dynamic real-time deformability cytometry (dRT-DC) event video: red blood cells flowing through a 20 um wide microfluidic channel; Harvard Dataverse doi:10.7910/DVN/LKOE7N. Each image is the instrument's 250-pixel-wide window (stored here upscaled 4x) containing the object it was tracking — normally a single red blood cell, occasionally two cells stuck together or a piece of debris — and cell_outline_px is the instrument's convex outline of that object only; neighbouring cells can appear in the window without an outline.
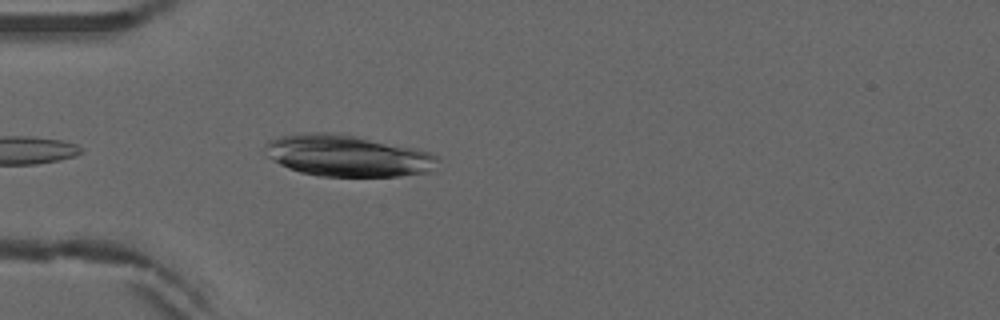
{"species": "common noctule bat (a hibernating species)", "species_latin": "Nyctalus noctula", "temperature_condition": "warm", "stored_images_in_passage": 7, "camera_frame_rate_fps": 3000, "um_per_image_px": 0.085, "animal": {"sex": "male", "forearm_length_mm": 52.5}, "frame": {"image": 1, "passage_image": 2, "time_ms": 0.333, "image_size_px": [1000, 320], "cell_outline_px": [[440, 156], [428, 172], [400, 176], [320, 176], [300, 172], [288, 168], [264, 156], [264, 144], [268, 140], [280, 136], [300, 132], [332, 132], [356, 136], [416, 148], [432, 152]], "centroid_in_image_um": [29.46, 13.22], "position_along_channel_um": 55.5, "area_um2": 42.14}}